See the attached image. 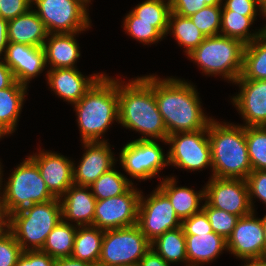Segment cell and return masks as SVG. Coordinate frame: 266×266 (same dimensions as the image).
I'll list each match as a JSON object with an SVG mask.
<instances>
[{
	"label": "cell",
	"mask_w": 266,
	"mask_h": 266,
	"mask_svg": "<svg viewBox=\"0 0 266 266\" xmlns=\"http://www.w3.org/2000/svg\"><path fill=\"white\" fill-rule=\"evenodd\" d=\"M195 87L185 79L152 74V89L168 135L208 129L213 118L204 113Z\"/></svg>",
	"instance_id": "cell-1"
},
{
	"label": "cell",
	"mask_w": 266,
	"mask_h": 266,
	"mask_svg": "<svg viewBox=\"0 0 266 266\" xmlns=\"http://www.w3.org/2000/svg\"><path fill=\"white\" fill-rule=\"evenodd\" d=\"M118 124L136 133L142 140H167L168 133L158 110L152 75L122 81L118 78Z\"/></svg>",
	"instance_id": "cell-2"
},
{
	"label": "cell",
	"mask_w": 266,
	"mask_h": 266,
	"mask_svg": "<svg viewBox=\"0 0 266 266\" xmlns=\"http://www.w3.org/2000/svg\"><path fill=\"white\" fill-rule=\"evenodd\" d=\"M73 107L81 142L108 141L105 133L119 121L118 78L104 72Z\"/></svg>",
	"instance_id": "cell-3"
},
{
	"label": "cell",
	"mask_w": 266,
	"mask_h": 266,
	"mask_svg": "<svg viewBox=\"0 0 266 266\" xmlns=\"http://www.w3.org/2000/svg\"><path fill=\"white\" fill-rule=\"evenodd\" d=\"M212 172L216 178L246 179L252 172L243 125L219 122L208 124Z\"/></svg>",
	"instance_id": "cell-4"
},
{
	"label": "cell",
	"mask_w": 266,
	"mask_h": 266,
	"mask_svg": "<svg viewBox=\"0 0 266 266\" xmlns=\"http://www.w3.org/2000/svg\"><path fill=\"white\" fill-rule=\"evenodd\" d=\"M244 48L245 44L237 39L222 35L209 36L187 58L205 76H220L233 84L241 76Z\"/></svg>",
	"instance_id": "cell-5"
},
{
	"label": "cell",
	"mask_w": 266,
	"mask_h": 266,
	"mask_svg": "<svg viewBox=\"0 0 266 266\" xmlns=\"http://www.w3.org/2000/svg\"><path fill=\"white\" fill-rule=\"evenodd\" d=\"M61 219V203L59 198L55 197L10 214L7 228L23 251L41 250L48 234Z\"/></svg>",
	"instance_id": "cell-6"
},
{
	"label": "cell",
	"mask_w": 266,
	"mask_h": 266,
	"mask_svg": "<svg viewBox=\"0 0 266 266\" xmlns=\"http://www.w3.org/2000/svg\"><path fill=\"white\" fill-rule=\"evenodd\" d=\"M3 174L0 203L7 217L25 207L55 198L47 189L37 165L28 156L16 165L6 181Z\"/></svg>",
	"instance_id": "cell-7"
},
{
	"label": "cell",
	"mask_w": 266,
	"mask_h": 266,
	"mask_svg": "<svg viewBox=\"0 0 266 266\" xmlns=\"http://www.w3.org/2000/svg\"><path fill=\"white\" fill-rule=\"evenodd\" d=\"M151 249L139 226L104 230L98 266H138Z\"/></svg>",
	"instance_id": "cell-8"
},
{
	"label": "cell",
	"mask_w": 266,
	"mask_h": 266,
	"mask_svg": "<svg viewBox=\"0 0 266 266\" xmlns=\"http://www.w3.org/2000/svg\"><path fill=\"white\" fill-rule=\"evenodd\" d=\"M32 7L49 34L85 32L92 26L82 0H32Z\"/></svg>",
	"instance_id": "cell-9"
},
{
	"label": "cell",
	"mask_w": 266,
	"mask_h": 266,
	"mask_svg": "<svg viewBox=\"0 0 266 266\" xmlns=\"http://www.w3.org/2000/svg\"><path fill=\"white\" fill-rule=\"evenodd\" d=\"M158 142L166 140H142L135 139L127 142L119 153V165L123 171L131 178L139 182L151 180L158 175L162 169L168 166V155L164 153L163 148Z\"/></svg>",
	"instance_id": "cell-10"
},
{
	"label": "cell",
	"mask_w": 266,
	"mask_h": 266,
	"mask_svg": "<svg viewBox=\"0 0 266 266\" xmlns=\"http://www.w3.org/2000/svg\"><path fill=\"white\" fill-rule=\"evenodd\" d=\"M169 145L168 167L186 171H212L211 147L207 129L170 134L167 137Z\"/></svg>",
	"instance_id": "cell-11"
},
{
	"label": "cell",
	"mask_w": 266,
	"mask_h": 266,
	"mask_svg": "<svg viewBox=\"0 0 266 266\" xmlns=\"http://www.w3.org/2000/svg\"><path fill=\"white\" fill-rule=\"evenodd\" d=\"M144 195L142 192L140 196L137 225L150 242L181 226L182 221L170 200L157 186L150 194Z\"/></svg>",
	"instance_id": "cell-12"
},
{
	"label": "cell",
	"mask_w": 266,
	"mask_h": 266,
	"mask_svg": "<svg viewBox=\"0 0 266 266\" xmlns=\"http://www.w3.org/2000/svg\"><path fill=\"white\" fill-rule=\"evenodd\" d=\"M141 193L133 184L122 195L96 200L93 226L110 230L136 225Z\"/></svg>",
	"instance_id": "cell-13"
},
{
	"label": "cell",
	"mask_w": 266,
	"mask_h": 266,
	"mask_svg": "<svg viewBox=\"0 0 266 266\" xmlns=\"http://www.w3.org/2000/svg\"><path fill=\"white\" fill-rule=\"evenodd\" d=\"M204 201L211 207L224 210L239 218L253 211L245 179L210 176L204 186Z\"/></svg>",
	"instance_id": "cell-14"
},
{
	"label": "cell",
	"mask_w": 266,
	"mask_h": 266,
	"mask_svg": "<svg viewBox=\"0 0 266 266\" xmlns=\"http://www.w3.org/2000/svg\"><path fill=\"white\" fill-rule=\"evenodd\" d=\"M256 215L252 211L240 217L227 239V253L239 260L266 257L264 228Z\"/></svg>",
	"instance_id": "cell-15"
},
{
	"label": "cell",
	"mask_w": 266,
	"mask_h": 266,
	"mask_svg": "<svg viewBox=\"0 0 266 266\" xmlns=\"http://www.w3.org/2000/svg\"><path fill=\"white\" fill-rule=\"evenodd\" d=\"M84 153L78 163L73 161V183L90 186L102 174L115 167L118 158L108 141L81 142Z\"/></svg>",
	"instance_id": "cell-16"
},
{
	"label": "cell",
	"mask_w": 266,
	"mask_h": 266,
	"mask_svg": "<svg viewBox=\"0 0 266 266\" xmlns=\"http://www.w3.org/2000/svg\"><path fill=\"white\" fill-rule=\"evenodd\" d=\"M238 94L231 103L242 117L244 127L266 126V80L237 79Z\"/></svg>",
	"instance_id": "cell-17"
},
{
	"label": "cell",
	"mask_w": 266,
	"mask_h": 266,
	"mask_svg": "<svg viewBox=\"0 0 266 266\" xmlns=\"http://www.w3.org/2000/svg\"><path fill=\"white\" fill-rule=\"evenodd\" d=\"M39 149L28 157L37 165L49 192L60 198L74 184L73 160L57 151Z\"/></svg>",
	"instance_id": "cell-18"
},
{
	"label": "cell",
	"mask_w": 266,
	"mask_h": 266,
	"mask_svg": "<svg viewBox=\"0 0 266 266\" xmlns=\"http://www.w3.org/2000/svg\"><path fill=\"white\" fill-rule=\"evenodd\" d=\"M2 59L12 70L15 80L27 87L47 70L43 47L9 42Z\"/></svg>",
	"instance_id": "cell-19"
},
{
	"label": "cell",
	"mask_w": 266,
	"mask_h": 266,
	"mask_svg": "<svg viewBox=\"0 0 266 266\" xmlns=\"http://www.w3.org/2000/svg\"><path fill=\"white\" fill-rule=\"evenodd\" d=\"M46 83L49 89L54 92L58 98L70 103H77L93 84L104 74L93 73L84 76L78 68H58L47 69Z\"/></svg>",
	"instance_id": "cell-20"
},
{
	"label": "cell",
	"mask_w": 266,
	"mask_h": 266,
	"mask_svg": "<svg viewBox=\"0 0 266 266\" xmlns=\"http://www.w3.org/2000/svg\"><path fill=\"white\" fill-rule=\"evenodd\" d=\"M59 200L61 203L62 219L65 222L76 226L93 225L96 198L89 186L73 184Z\"/></svg>",
	"instance_id": "cell-21"
},
{
	"label": "cell",
	"mask_w": 266,
	"mask_h": 266,
	"mask_svg": "<svg viewBox=\"0 0 266 266\" xmlns=\"http://www.w3.org/2000/svg\"><path fill=\"white\" fill-rule=\"evenodd\" d=\"M83 32L48 34L43 44L48 69L76 68L81 56L76 37Z\"/></svg>",
	"instance_id": "cell-22"
},
{
	"label": "cell",
	"mask_w": 266,
	"mask_h": 266,
	"mask_svg": "<svg viewBox=\"0 0 266 266\" xmlns=\"http://www.w3.org/2000/svg\"><path fill=\"white\" fill-rule=\"evenodd\" d=\"M177 176H166L157 187L168 197L178 218L183 221L202 210L204 187L195 191L187 186H177ZM202 205H201V204Z\"/></svg>",
	"instance_id": "cell-23"
},
{
	"label": "cell",
	"mask_w": 266,
	"mask_h": 266,
	"mask_svg": "<svg viewBox=\"0 0 266 266\" xmlns=\"http://www.w3.org/2000/svg\"><path fill=\"white\" fill-rule=\"evenodd\" d=\"M188 266L211 264L227 250V240L215 232L185 235Z\"/></svg>",
	"instance_id": "cell-24"
},
{
	"label": "cell",
	"mask_w": 266,
	"mask_h": 266,
	"mask_svg": "<svg viewBox=\"0 0 266 266\" xmlns=\"http://www.w3.org/2000/svg\"><path fill=\"white\" fill-rule=\"evenodd\" d=\"M7 33L9 42L35 47H43L49 34L33 7L8 21Z\"/></svg>",
	"instance_id": "cell-25"
},
{
	"label": "cell",
	"mask_w": 266,
	"mask_h": 266,
	"mask_svg": "<svg viewBox=\"0 0 266 266\" xmlns=\"http://www.w3.org/2000/svg\"><path fill=\"white\" fill-rule=\"evenodd\" d=\"M27 89V86L15 81L10 87L0 90V124L12 134L17 130Z\"/></svg>",
	"instance_id": "cell-26"
},
{
	"label": "cell",
	"mask_w": 266,
	"mask_h": 266,
	"mask_svg": "<svg viewBox=\"0 0 266 266\" xmlns=\"http://www.w3.org/2000/svg\"><path fill=\"white\" fill-rule=\"evenodd\" d=\"M256 19L257 16H243L222 5L220 35L237 39L245 45L250 44L266 29L265 24L259 29L250 30Z\"/></svg>",
	"instance_id": "cell-27"
},
{
	"label": "cell",
	"mask_w": 266,
	"mask_h": 266,
	"mask_svg": "<svg viewBox=\"0 0 266 266\" xmlns=\"http://www.w3.org/2000/svg\"><path fill=\"white\" fill-rule=\"evenodd\" d=\"M103 237L104 230L98 227L78 226L71 257L98 266Z\"/></svg>",
	"instance_id": "cell-28"
},
{
	"label": "cell",
	"mask_w": 266,
	"mask_h": 266,
	"mask_svg": "<svg viewBox=\"0 0 266 266\" xmlns=\"http://www.w3.org/2000/svg\"><path fill=\"white\" fill-rule=\"evenodd\" d=\"M151 248L166 262L172 265L185 263L188 266L186 254V237L182 226L166 231L151 242Z\"/></svg>",
	"instance_id": "cell-29"
},
{
	"label": "cell",
	"mask_w": 266,
	"mask_h": 266,
	"mask_svg": "<svg viewBox=\"0 0 266 266\" xmlns=\"http://www.w3.org/2000/svg\"><path fill=\"white\" fill-rule=\"evenodd\" d=\"M238 79L266 80V29L245 45L242 72Z\"/></svg>",
	"instance_id": "cell-30"
},
{
	"label": "cell",
	"mask_w": 266,
	"mask_h": 266,
	"mask_svg": "<svg viewBox=\"0 0 266 266\" xmlns=\"http://www.w3.org/2000/svg\"><path fill=\"white\" fill-rule=\"evenodd\" d=\"M122 22L125 34L143 45H152L165 39L169 23L137 21V17L131 11L125 15Z\"/></svg>",
	"instance_id": "cell-31"
},
{
	"label": "cell",
	"mask_w": 266,
	"mask_h": 266,
	"mask_svg": "<svg viewBox=\"0 0 266 266\" xmlns=\"http://www.w3.org/2000/svg\"><path fill=\"white\" fill-rule=\"evenodd\" d=\"M168 34L173 36L183 52L189 55L206 38L189 17H183L171 12L169 15Z\"/></svg>",
	"instance_id": "cell-32"
},
{
	"label": "cell",
	"mask_w": 266,
	"mask_h": 266,
	"mask_svg": "<svg viewBox=\"0 0 266 266\" xmlns=\"http://www.w3.org/2000/svg\"><path fill=\"white\" fill-rule=\"evenodd\" d=\"M77 228L61 219L48 234L41 251L55 259L71 257Z\"/></svg>",
	"instance_id": "cell-33"
},
{
	"label": "cell",
	"mask_w": 266,
	"mask_h": 266,
	"mask_svg": "<svg viewBox=\"0 0 266 266\" xmlns=\"http://www.w3.org/2000/svg\"><path fill=\"white\" fill-rule=\"evenodd\" d=\"M115 168L102 174L89 186L96 200L122 195L134 184L132 182L134 180H130L127 178L128 176L122 174L119 170L117 171Z\"/></svg>",
	"instance_id": "cell-34"
},
{
	"label": "cell",
	"mask_w": 266,
	"mask_h": 266,
	"mask_svg": "<svg viewBox=\"0 0 266 266\" xmlns=\"http://www.w3.org/2000/svg\"><path fill=\"white\" fill-rule=\"evenodd\" d=\"M245 139L252 171H266V126L245 127Z\"/></svg>",
	"instance_id": "cell-35"
},
{
	"label": "cell",
	"mask_w": 266,
	"mask_h": 266,
	"mask_svg": "<svg viewBox=\"0 0 266 266\" xmlns=\"http://www.w3.org/2000/svg\"><path fill=\"white\" fill-rule=\"evenodd\" d=\"M131 12L137 21L169 22L170 0H145L138 3Z\"/></svg>",
	"instance_id": "cell-36"
},
{
	"label": "cell",
	"mask_w": 266,
	"mask_h": 266,
	"mask_svg": "<svg viewBox=\"0 0 266 266\" xmlns=\"http://www.w3.org/2000/svg\"><path fill=\"white\" fill-rule=\"evenodd\" d=\"M222 3L206 6L189 18L206 37L220 35Z\"/></svg>",
	"instance_id": "cell-37"
},
{
	"label": "cell",
	"mask_w": 266,
	"mask_h": 266,
	"mask_svg": "<svg viewBox=\"0 0 266 266\" xmlns=\"http://www.w3.org/2000/svg\"><path fill=\"white\" fill-rule=\"evenodd\" d=\"M202 210L206 213L213 232L223 236L227 240L232 234L239 217L224 210L211 207L205 201Z\"/></svg>",
	"instance_id": "cell-38"
},
{
	"label": "cell",
	"mask_w": 266,
	"mask_h": 266,
	"mask_svg": "<svg viewBox=\"0 0 266 266\" xmlns=\"http://www.w3.org/2000/svg\"><path fill=\"white\" fill-rule=\"evenodd\" d=\"M22 252L20 244L8 228L0 234V266H15Z\"/></svg>",
	"instance_id": "cell-39"
},
{
	"label": "cell",
	"mask_w": 266,
	"mask_h": 266,
	"mask_svg": "<svg viewBox=\"0 0 266 266\" xmlns=\"http://www.w3.org/2000/svg\"><path fill=\"white\" fill-rule=\"evenodd\" d=\"M245 180L248 186V194L251 208L253 211H256L254 204L256 200H259L260 202H263V204L266 205V171H252L246 177Z\"/></svg>",
	"instance_id": "cell-40"
},
{
	"label": "cell",
	"mask_w": 266,
	"mask_h": 266,
	"mask_svg": "<svg viewBox=\"0 0 266 266\" xmlns=\"http://www.w3.org/2000/svg\"><path fill=\"white\" fill-rule=\"evenodd\" d=\"M221 0H170L171 12L190 17L206 6L218 5Z\"/></svg>",
	"instance_id": "cell-41"
},
{
	"label": "cell",
	"mask_w": 266,
	"mask_h": 266,
	"mask_svg": "<svg viewBox=\"0 0 266 266\" xmlns=\"http://www.w3.org/2000/svg\"><path fill=\"white\" fill-rule=\"evenodd\" d=\"M185 235H194V233L213 232L212 226L206 213L201 210L191 217L184 219L181 223Z\"/></svg>",
	"instance_id": "cell-42"
},
{
	"label": "cell",
	"mask_w": 266,
	"mask_h": 266,
	"mask_svg": "<svg viewBox=\"0 0 266 266\" xmlns=\"http://www.w3.org/2000/svg\"><path fill=\"white\" fill-rule=\"evenodd\" d=\"M32 8V0H0V16L10 21Z\"/></svg>",
	"instance_id": "cell-43"
},
{
	"label": "cell",
	"mask_w": 266,
	"mask_h": 266,
	"mask_svg": "<svg viewBox=\"0 0 266 266\" xmlns=\"http://www.w3.org/2000/svg\"><path fill=\"white\" fill-rule=\"evenodd\" d=\"M222 5L243 16H262L259 0H221Z\"/></svg>",
	"instance_id": "cell-44"
},
{
	"label": "cell",
	"mask_w": 266,
	"mask_h": 266,
	"mask_svg": "<svg viewBox=\"0 0 266 266\" xmlns=\"http://www.w3.org/2000/svg\"><path fill=\"white\" fill-rule=\"evenodd\" d=\"M56 259L41 250L22 252L15 266H55Z\"/></svg>",
	"instance_id": "cell-45"
},
{
	"label": "cell",
	"mask_w": 266,
	"mask_h": 266,
	"mask_svg": "<svg viewBox=\"0 0 266 266\" xmlns=\"http://www.w3.org/2000/svg\"><path fill=\"white\" fill-rule=\"evenodd\" d=\"M138 266H171V263L166 262L152 248L141 258Z\"/></svg>",
	"instance_id": "cell-46"
},
{
	"label": "cell",
	"mask_w": 266,
	"mask_h": 266,
	"mask_svg": "<svg viewBox=\"0 0 266 266\" xmlns=\"http://www.w3.org/2000/svg\"><path fill=\"white\" fill-rule=\"evenodd\" d=\"M15 81L12 70L3 59L0 58V90L10 87Z\"/></svg>",
	"instance_id": "cell-47"
},
{
	"label": "cell",
	"mask_w": 266,
	"mask_h": 266,
	"mask_svg": "<svg viewBox=\"0 0 266 266\" xmlns=\"http://www.w3.org/2000/svg\"><path fill=\"white\" fill-rule=\"evenodd\" d=\"M7 28L8 21L0 16V58H3L7 44L9 43Z\"/></svg>",
	"instance_id": "cell-48"
},
{
	"label": "cell",
	"mask_w": 266,
	"mask_h": 266,
	"mask_svg": "<svg viewBox=\"0 0 266 266\" xmlns=\"http://www.w3.org/2000/svg\"><path fill=\"white\" fill-rule=\"evenodd\" d=\"M55 266H94L83 260H78L72 257H64L56 259Z\"/></svg>",
	"instance_id": "cell-49"
},
{
	"label": "cell",
	"mask_w": 266,
	"mask_h": 266,
	"mask_svg": "<svg viewBox=\"0 0 266 266\" xmlns=\"http://www.w3.org/2000/svg\"><path fill=\"white\" fill-rule=\"evenodd\" d=\"M243 261L244 265L242 264V266H266V257L243 259Z\"/></svg>",
	"instance_id": "cell-50"
},
{
	"label": "cell",
	"mask_w": 266,
	"mask_h": 266,
	"mask_svg": "<svg viewBox=\"0 0 266 266\" xmlns=\"http://www.w3.org/2000/svg\"><path fill=\"white\" fill-rule=\"evenodd\" d=\"M8 217L6 216L4 209L0 203V234L7 229Z\"/></svg>",
	"instance_id": "cell-51"
},
{
	"label": "cell",
	"mask_w": 266,
	"mask_h": 266,
	"mask_svg": "<svg viewBox=\"0 0 266 266\" xmlns=\"http://www.w3.org/2000/svg\"><path fill=\"white\" fill-rule=\"evenodd\" d=\"M13 135L8 129H6L3 125L0 124V141L3 139L5 136H11Z\"/></svg>",
	"instance_id": "cell-52"
},
{
	"label": "cell",
	"mask_w": 266,
	"mask_h": 266,
	"mask_svg": "<svg viewBox=\"0 0 266 266\" xmlns=\"http://www.w3.org/2000/svg\"><path fill=\"white\" fill-rule=\"evenodd\" d=\"M260 1V10L262 14V19L266 20V0H259ZM266 23V22H265Z\"/></svg>",
	"instance_id": "cell-53"
},
{
	"label": "cell",
	"mask_w": 266,
	"mask_h": 266,
	"mask_svg": "<svg viewBox=\"0 0 266 266\" xmlns=\"http://www.w3.org/2000/svg\"><path fill=\"white\" fill-rule=\"evenodd\" d=\"M3 166H2V163H1V159H0V200H1V186H2V172L3 171Z\"/></svg>",
	"instance_id": "cell-54"
},
{
	"label": "cell",
	"mask_w": 266,
	"mask_h": 266,
	"mask_svg": "<svg viewBox=\"0 0 266 266\" xmlns=\"http://www.w3.org/2000/svg\"><path fill=\"white\" fill-rule=\"evenodd\" d=\"M261 222L264 228V236H265V243H266V215H264V217L261 218Z\"/></svg>",
	"instance_id": "cell-55"
},
{
	"label": "cell",
	"mask_w": 266,
	"mask_h": 266,
	"mask_svg": "<svg viewBox=\"0 0 266 266\" xmlns=\"http://www.w3.org/2000/svg\"><path fill=\"white\" fill-rule=\"evenodd\" d=\"M82 1H84L88 6H90L92 4L91 0H82Z\"/></svg>",
	"instance_id": "cell-56"
}]
</instances>
